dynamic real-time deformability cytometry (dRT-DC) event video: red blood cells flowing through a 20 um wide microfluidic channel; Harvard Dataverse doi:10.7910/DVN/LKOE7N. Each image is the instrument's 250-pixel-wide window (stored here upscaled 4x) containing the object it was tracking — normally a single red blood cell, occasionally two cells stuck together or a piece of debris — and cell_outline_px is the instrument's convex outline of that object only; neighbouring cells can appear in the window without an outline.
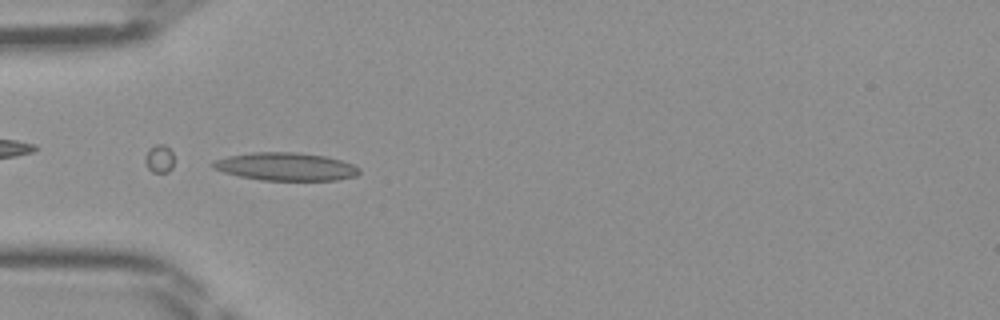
{"species": "Egyptian fruit bat (a non-hibernating species)", "species_latin": "Rousettus aegyptiacus", "temperature_condition": "room temperature", "stored_images_in_passage": 45, "camera_frame_rate_fps": 3000, "um_per_image_px": 0.085, "frame": {"image": 1, "passage_image": 14, "time_ms": 4.333, "image_size_px": [1000, 320], "cell_outline_px": [[360, 172], [356, 176], [336, 180], [260, 180], [240, 176], [224, 172], [212, 168], [208, 164], [212, 160], [228, 156], [252, 152], [296, 152], [324, 156], [340, 160], [352, 164], [360, 168]], "centroid_in_image_um": [24.24, 14.16], "position_along_channel_um": 60.8, "area_um2": 23.93}}
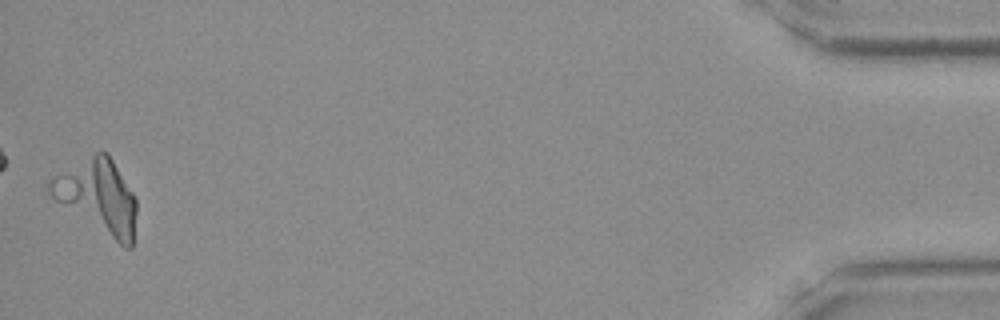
{"frame": {"image": 2, "passage_image": 45, "time_ms": 14.667, "image_size_px": [1000, 320], "cell_outline_px": [[136, 212], [132, 248], [124, 248], [56, 200], [48, 192], [48, 184], [56, 176], [96, 152], [108, 152], [132, 192], [136, 200]], "centroid_in_image_um": [8.38, 16.73], "position_along_channel_um": 426.8, "area_um2": 35.89}}